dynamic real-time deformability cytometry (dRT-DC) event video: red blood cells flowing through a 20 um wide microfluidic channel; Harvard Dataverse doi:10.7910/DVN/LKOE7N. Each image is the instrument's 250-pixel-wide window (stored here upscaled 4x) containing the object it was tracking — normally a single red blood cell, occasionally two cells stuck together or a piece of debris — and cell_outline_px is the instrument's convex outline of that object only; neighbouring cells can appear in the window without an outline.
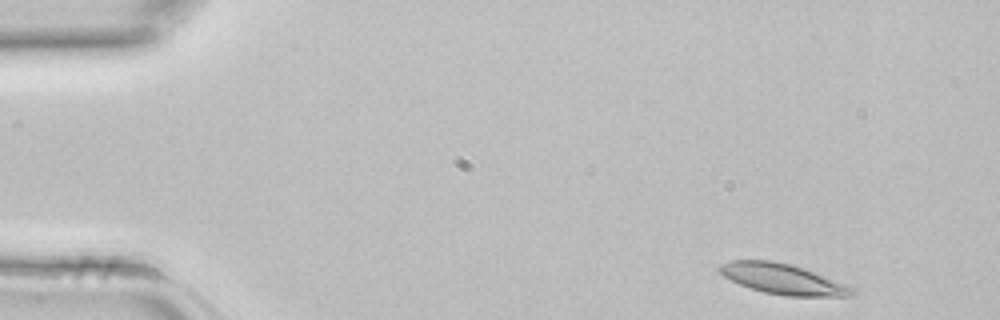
{"species": "common noctule bat (a hibernating species)", "species_latin": "Nyctalus noctula", "temperature_condition": "room temperature", "stored_images_in_passage": 40, "camera_frame_rate_fps": 3000, "um_per_image_px": 0.085, "animal": {"sex": "female", "body_mass_g": 22.7, "forearm_length_mm": 54.2}, "frame": {"image": 1, "passage_image": 1, "time_ms": 0.0, "image_size_px": [1000, 320], "cell_outline_px": [[856, 292], [852, 296], [784, 296], [764, 292], [740, 284], [724, 276], [716, 268], [720, 264], [732, 260], [772, 260], [792, 264], [804, 268], [844, 284], [852, 288]], "centroid_in_image_um": [66.5, 23.7], "position_along_channel_um": 18.5, "area_um2": 23.29}}
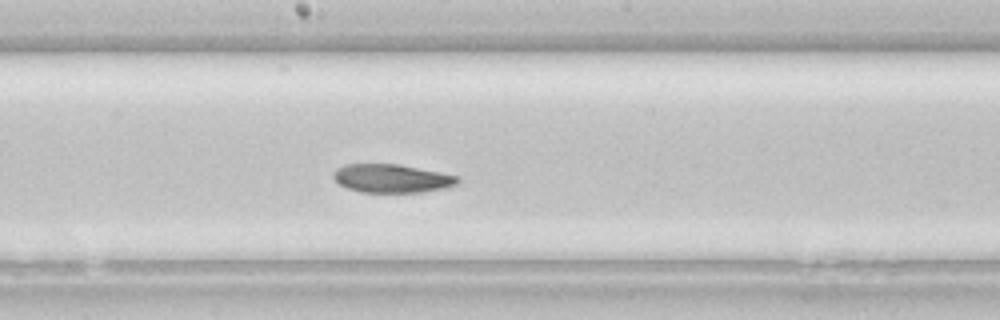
{"frame": {"image": 2, "passage_image": 20, "time_ms": 6.333, "image_size_px": [1000, 320], "cell_outline_px": [[460, 180], [456, 184], [448, 188], [420, 192], [360, 192], [348, 188], [340, 184], [332, 176], [332, 172], [336, 168], [344, 164], [396, 164], [440, 172], [460, 176]], "centroid_in_image_um": [33.31, 15.16], "position_along_channel_um": 214.9, "area_um2": 20.63}}
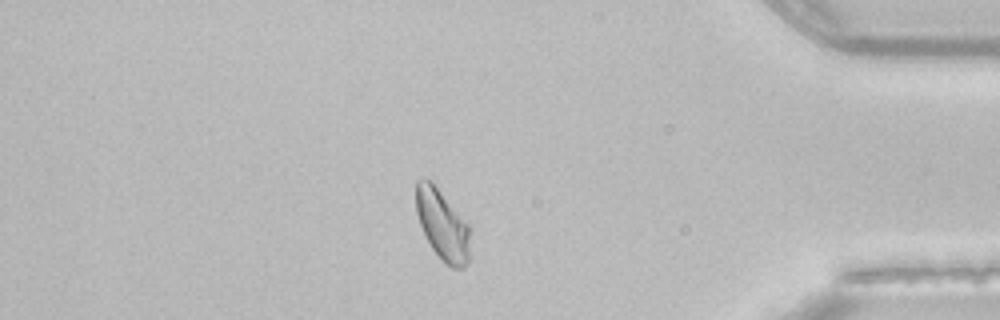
{"frame": {"image": 3, "passage_image": 34, "time_ms": 11.0, "image_size_px": [1000, 320], "cell_outline_px": [[472, 228], [468, 264], [464, 268], [452, 268], [444, 264], [432, 248], [420, 224], [416, 212], [416, 180], [424, 176], [432, 180]], "centroid_in_image_um": [37.64, 19.1], "position_along_channel_um": 397.6, "area_um2": 22.83}}